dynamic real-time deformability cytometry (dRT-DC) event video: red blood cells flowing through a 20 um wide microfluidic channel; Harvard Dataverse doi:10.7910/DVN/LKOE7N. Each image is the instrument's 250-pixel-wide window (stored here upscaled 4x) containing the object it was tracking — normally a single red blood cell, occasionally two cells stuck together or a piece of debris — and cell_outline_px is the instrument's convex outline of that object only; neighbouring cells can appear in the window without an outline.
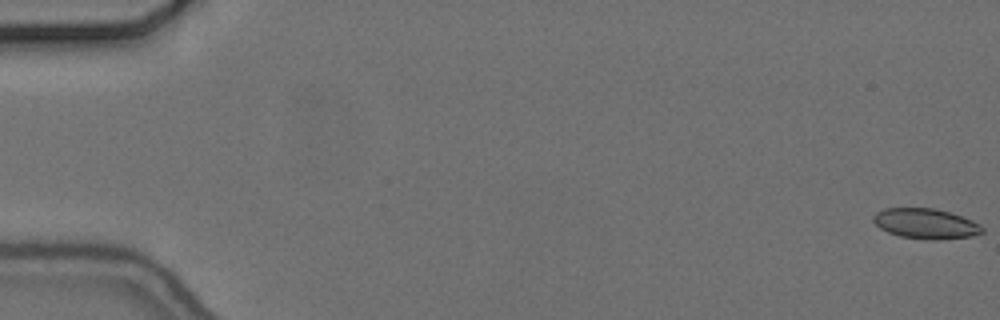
{"species": "common noctule bat (a hibernating species)", "species_latin": "Nyctalus noctula", "temperature_condition": "cold", "stored_images_in_passage": 57, "camera_frame_rate_fps": 3000, "um_per_image_px": 0.085, "animal": {"sex": "female", "body_mass_g": 24.6, "forearm_length_mm": 56.2}, "frame": {"image": 1, "passage_image": 1, "time_ms": 0.0, "image_size_px": [1000, 320], "cell_outline_px": [[984, 232], [972, 236], [940, 240], [932, 240], [900, 236], [888, 232], [880, 228], [872, 220], [872, 216], [876, 212], [884, 208], [932, 208], [948, 212], [972, 220], [980, 224], [984, 228]], "centroid_in_image_um": [78.68, 19.01], "position_along_channel_um": 6.3, "area_um2": 19.19}}
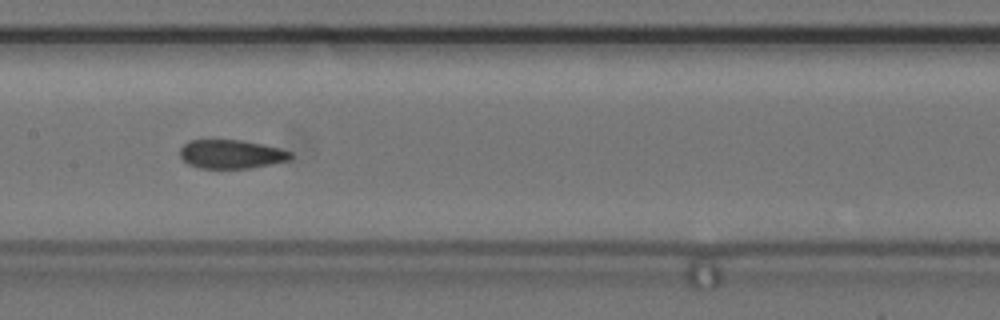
{"frame": {"image": 2, "passage_image": 29, "time_ms": 9.333, "image_size_px": [1000, 320], "cell_outline_px": [[292, 156], [288, 160], [248, 168], [200, 168], [188, 164], [180, 156], [180, 148], [188, 140], [240, 140], [264, 144], [280, 148], [292, 152]], "centroid_in_image_um": [19.63, 13.09], "position_along_channel_um": 187.8, "area_um2": 18.44}}
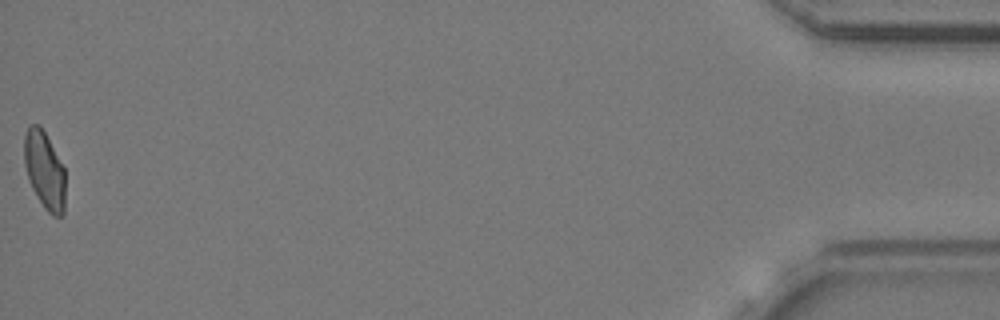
{"frame": {"image": 3, "passage_image": 57, "time_ms": 18.667, "image_size_px": [1000, 320], "cell_outline_px": [[64, 212], [60, 216], [52, 216], [44, 208], [32, 188], [28, 180], [24, 164], [24, 136], [28, 128], [32, 124], [40, 124], [64, 168]], "centroid_in_image_um": [3.76, 14.47], "position_along_channel_um": 431.4, "area_um2": 18.44}, "authors_computed_cell_mechanics": {"area_um2": 19.1318, "velocity_mm_per_s": 3.6726, "shape_relaxation_time_tau1_ms": null, "shape_relaxation_time_tau2_ms": 2.3605, "deformation_change_tau1": null, "deformation_change_tau2": 0.0768}}